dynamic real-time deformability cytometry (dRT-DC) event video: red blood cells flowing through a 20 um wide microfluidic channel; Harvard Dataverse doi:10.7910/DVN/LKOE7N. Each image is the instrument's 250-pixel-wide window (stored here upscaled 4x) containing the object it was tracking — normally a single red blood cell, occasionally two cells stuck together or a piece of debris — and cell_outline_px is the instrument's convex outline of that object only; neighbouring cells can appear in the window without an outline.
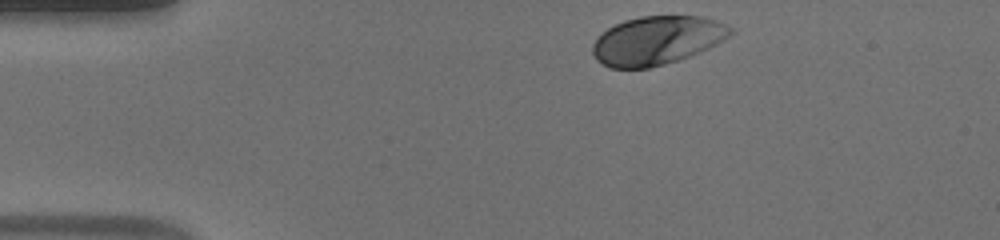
{"species": "human", "species_latin": "Homo sapiens", "temperature_condition": "warm", "stored_images_in_passage": 35, "camera_frame_rate_fps": 3000, "um_per_image_px": 0.085, "donor": {"sex": "male"}, "frame": {"image": 1, "passage_image": 1, "time_ms": 0.0, "image_size_px": [1000, 240], "cell_outline_px": [[732, 32], [728, 36], [716, 44], [700, 52], [664, 64], [648, 68], [608, 68], [596, 60], [592, 52], [592, 44], [608, 28], [624, 20], [640, 16], [700, 16], [716, 20], [732, 28]], "centroid_in_image_um": [55.81, 3.44], "position_along_channel_um": 29.2, "area_um2": 38.73}}
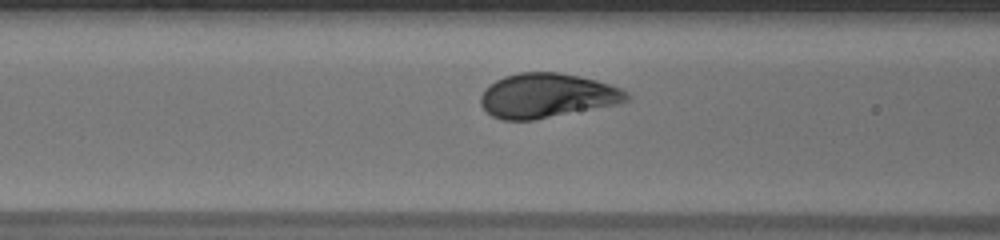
{"frame": {"image": 2, "passage_image": 13, "time_ms": 4.0, "image_size_px": [1000, 240], "cell_outline_px": [[632, 96], [628, 100], [616, 104], [532, 120], [500, 120], [492, 116], [480, 104], [480, 96], [484, 88], [488, 84], [504, 76], [520, 72], [560, 72], [596, 80], [620, 88], [628, 92]], "centroid_in_image_um": [46.46, 8.12], "position_along_channel_um": 120.1, "area_um2": 37.74}}
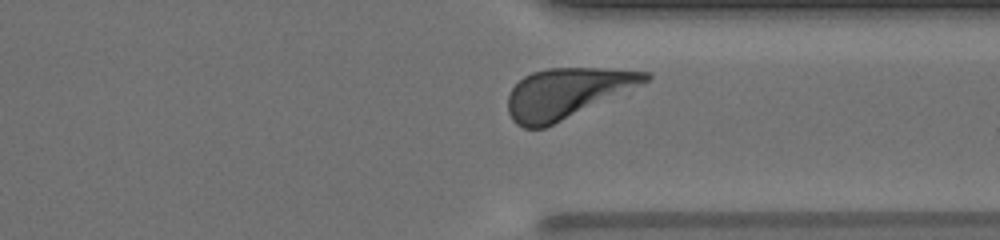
{"frame": {"image": 3, "passage_image": 32, "time_ms": 10.333, "image_size_px": [1000, 240], "cell_outline_px": [[652, 76], [648, 80], [640, 84], [544, 128], [524, 128], [516, 124], [512, 120], [508, 112], [508, 96], [512, 88], [524, 76], [532, 72], [548, 68], [600, 68], [648, 72]], "centroid_in_image_um": [48.1, 7.9], "position_along_channel_um": 363.3, "area_um2": 39.07}, "authors_computed_cell_mechanics": {"area_um2": 38.6104, "velocity_mm_per_s": 3.8368, "shape_relaxation_time_tau1_ms": 1.7315, "shape_relaxation_time_tau2_ms": null, "deformation_change_tau1": 0.1212, "deformation_change_tau2": null}}